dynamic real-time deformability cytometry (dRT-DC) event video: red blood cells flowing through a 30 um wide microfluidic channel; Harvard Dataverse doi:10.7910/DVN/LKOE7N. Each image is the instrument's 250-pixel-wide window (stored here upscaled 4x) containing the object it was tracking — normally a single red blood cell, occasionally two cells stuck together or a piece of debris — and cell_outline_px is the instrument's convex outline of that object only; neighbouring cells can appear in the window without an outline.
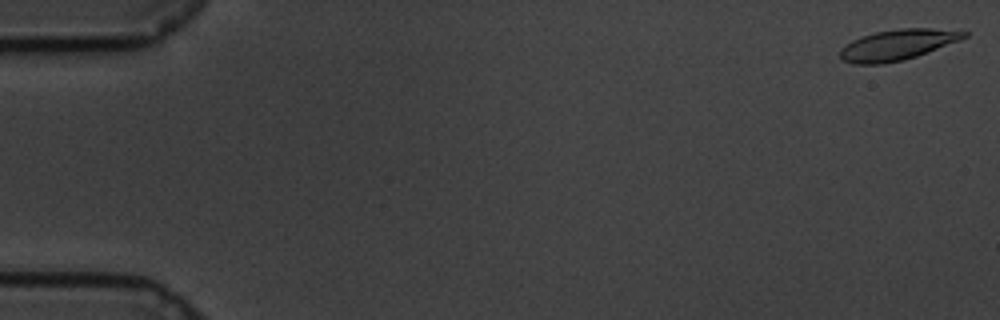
{"species": "common noctule bat (a hibernating species)", "species_latin": "Nyctalus noctula", "temperature_condition": "cold", "stored_images_in_passage": 60, "camera_frame_rate_fps": 3000, "um_per_image_px": 0.085, "animal": {"sex": "male", "body_mass_g": 19.5, "forearm_length_mm": 54.6}, "frame": {"image": 1, "passage_image": 1, "time_ms": 0.0, "image_size_px": [1000, 320], "cell_outline_px": [[968, 36], [960, 40], [916, 56], [904, 60], [880, 64], [852, 64], [840, 60], [840, 48], [852, 40], [860, 36], [876, 32], [900, 28], [932, 28], [968, 32]], "centroid_in_image_um": [76.23, 3.81], "position_along_channel_um": 8.8, "area_um2": 22.14}}
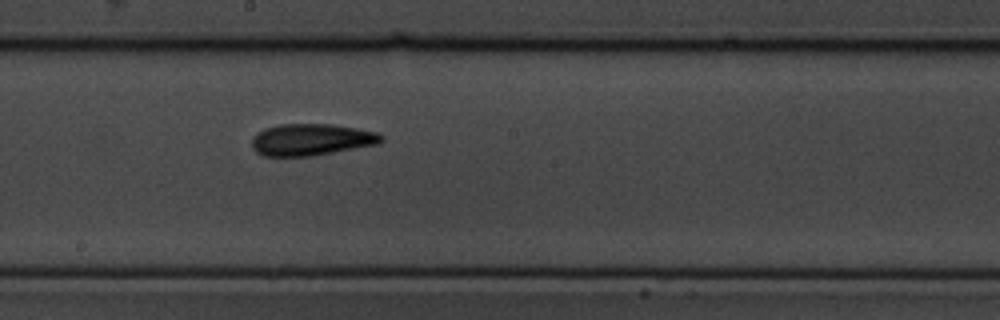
{"frame": {"image": 2, "passage_image": 33, "time_ms": 10.667, "image_size_px": [1000, 320], "cell_outline_px": [[384, 140], [380, 144], [312, 156], [264, 156], [256, 152], [252, 148], [252, 136], [256, 132], [264, 128], [280, 124], [332, 124], [356, 128], [376, 132], [384, 136]], "centroid_in_image_um": [26.46, 11.87], "position_along_channel_um": 221.7, "area_um2": 24.22}}
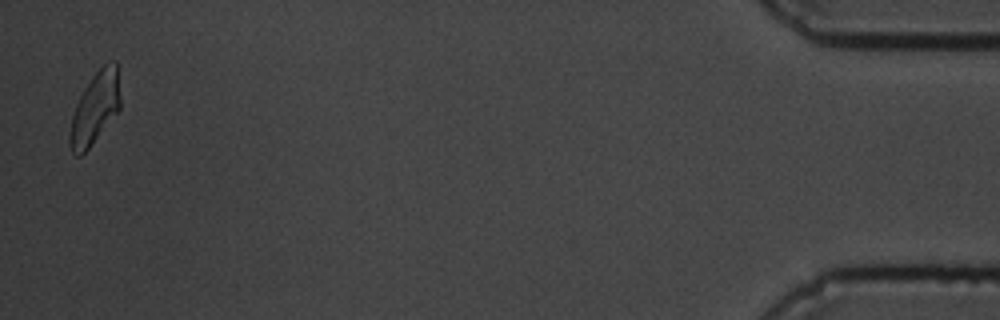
{"frame": {"image": 3, "passage_image": 59, "time_ms": 19.333, "image_size_px": [1000, 320], "cell_outline_px": [[120, 108], [88, 148], [80, 156], [76, 156], [72, 152], [68, 140], [68, 136], [72, 116], [76, 104], [84, 88], [92, 76], [108, 60], [116, 60], [120, 96]], "centroid_in_image_um": [8.06, 9.17], "position_along_channel_um": 427.1, "area_um2": 20.87}, "authors_computed_cell_mechanics": {"area_um2": 22.1663, "velocity_mm_per_s": 3.3543, "shape_relaxation_time_tau1_ms": 2.8532, "shape_relaxation_time_tau2_ms": 5.0242, "deformation_change_tau1": 0.1324, "deformation_change_tau2": 0.1343}}